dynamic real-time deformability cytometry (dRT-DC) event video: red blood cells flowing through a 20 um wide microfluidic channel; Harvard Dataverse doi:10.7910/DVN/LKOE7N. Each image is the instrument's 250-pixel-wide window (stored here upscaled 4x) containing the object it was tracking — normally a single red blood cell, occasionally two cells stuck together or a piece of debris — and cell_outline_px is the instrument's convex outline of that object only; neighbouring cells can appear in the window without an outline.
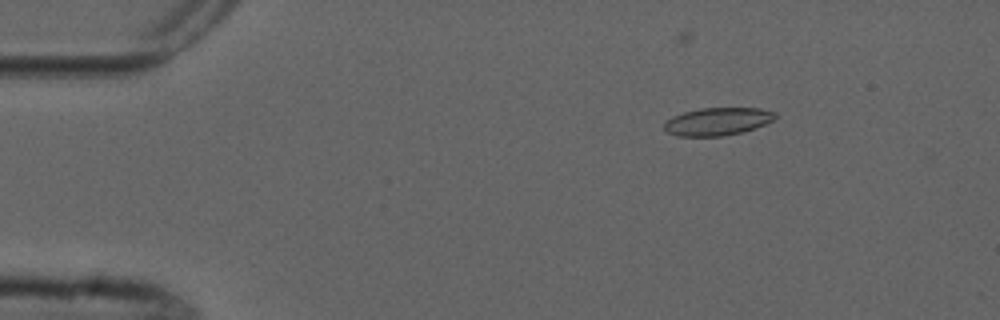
{"species": "common noctule bat (a hibernating species)", "species_latin": "Nyctalus noctula", "temperature_condition": "cold", "stored_images_in_passage": 7, "camera_frame_rate_fps": 3000, "um_per_image_px": 0.085, "animal": {"sex": "male", "forearm_length_mm": 52.5}, "frame": {"image": 1, "passage_image": 3, "time_ms": 2.333, "image_size_px": [1000, 320], "cell_outline_px": [[776, 116], [772, 120], [764, 124], [740, 132], [720, 136], [676, 136], [668, 132], [664, 128], [664, 124], [672, 116], [684, 112], [700, 108], [760, 108], [776, 112]], "centroid_in_image_um": [60.96, 10.31], "position_along_channel_um": 24.0, "area_um2": 17.69}}
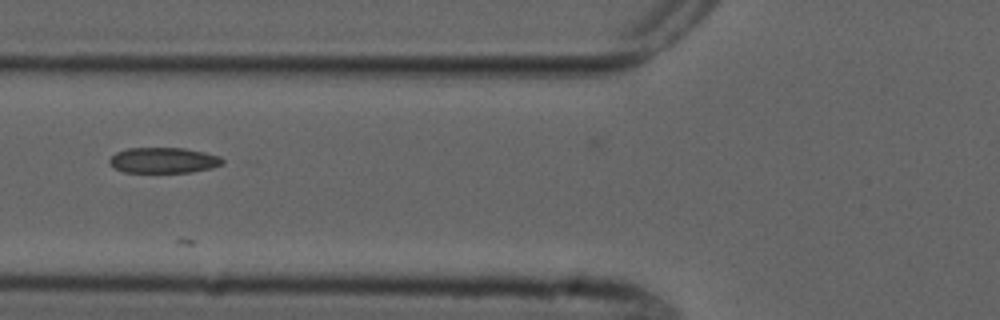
{"frame": {"image": 2, "passage_image": 7, "time_ms": 6.667, "image_size_px": [1000, 320], "cell_outline_px": [[224, 164], [212, 168], [192, 172], [124, 172], [116, 168], [108, 160], [116, 152], [128, 148], [184, 148], [204, 152], [220, 156], [224, 160]], "centroid_in_image_um": [13.95, 13.62], "position_along_channel_um": 111.9, "area_um2": 16.82}}